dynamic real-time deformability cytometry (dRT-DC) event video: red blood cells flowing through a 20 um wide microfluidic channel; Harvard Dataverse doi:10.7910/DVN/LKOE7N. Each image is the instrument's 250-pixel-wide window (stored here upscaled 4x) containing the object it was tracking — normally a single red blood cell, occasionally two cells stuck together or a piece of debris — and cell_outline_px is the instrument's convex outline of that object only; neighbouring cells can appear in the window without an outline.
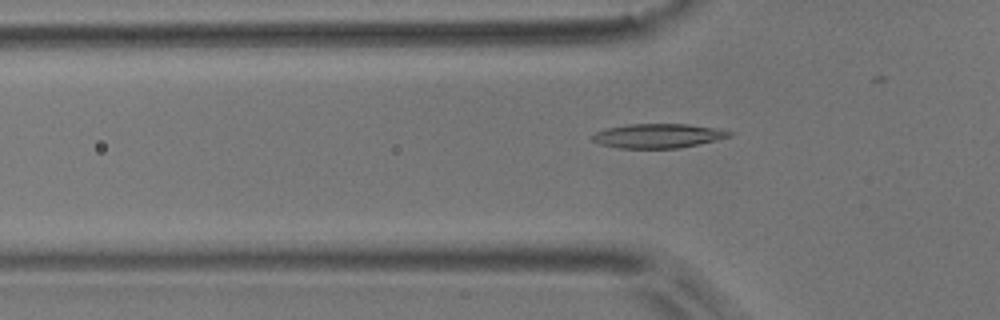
{"species": "common noctule bat (a hibernating species)", "species_latin": "Nyctalus noctula", "temperature_condition": "room temperature", "stored_images_in_passage": 42, "camera_frame_rate_fps": 3000, "um_per_image_px": 0.085, "animal": {"sex": "male", "body_mass_g": 17.9}, "frame": {"image": 1, "passage_image": 17, "time_ms": 5.333, "image_size_px": [1000, 320], "cell_outline_px": [[736, 132], [732, 136], [716, 140], [676, 148], [620, 148], [600, 144], [592, 140], [592, 136], [596, 132], [608, 128], [628, 124], [688, 124]], "centroid_in_image_um": [55.94, 11.54], "position_along_channel_um": 69.9, "area_um2": 19.13}}
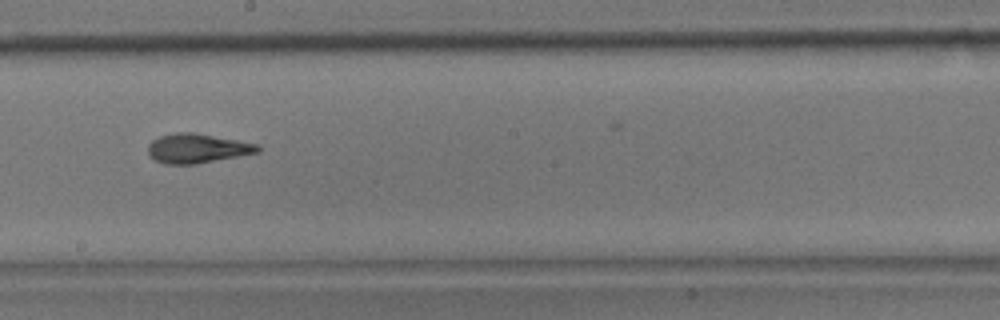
{"frame": {"image": 2, "passage_image": 30, "time_ms": 9.667, "image_size_px": [1000, 320], "cell_outline_px": [[260, 152], [196, 164], [168, 164], [156, 160], [148, 156], [148, 144], [152, 140], [160, 136], [176, 132], [192, 132], [236, 140], [256, 144], [260, 148]], "centroid_in_image_um": [16.73, 12.61], "position_along_channel_um": 231.5, "area_um2": 18.61}}
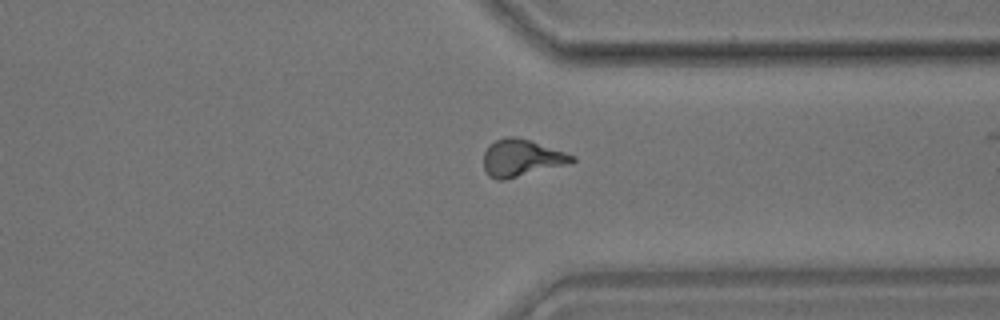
{"frame": {"image": 3, "passage_image": 41, "time_ms": 13.333, "image_size_px": [1000, 320], "cell_outline_px": [[576, 160], [572, 164], [504, 180], [496, 180], [488, 176], [484, 168], [484, 152], [488, 144], [496, 140], [508, 136], [516, 136], [576, 156]], "centroid_in_image_um": [44.33, 13.44], "position_along_channel_um": 367.1, "area_um2": 19.25}}